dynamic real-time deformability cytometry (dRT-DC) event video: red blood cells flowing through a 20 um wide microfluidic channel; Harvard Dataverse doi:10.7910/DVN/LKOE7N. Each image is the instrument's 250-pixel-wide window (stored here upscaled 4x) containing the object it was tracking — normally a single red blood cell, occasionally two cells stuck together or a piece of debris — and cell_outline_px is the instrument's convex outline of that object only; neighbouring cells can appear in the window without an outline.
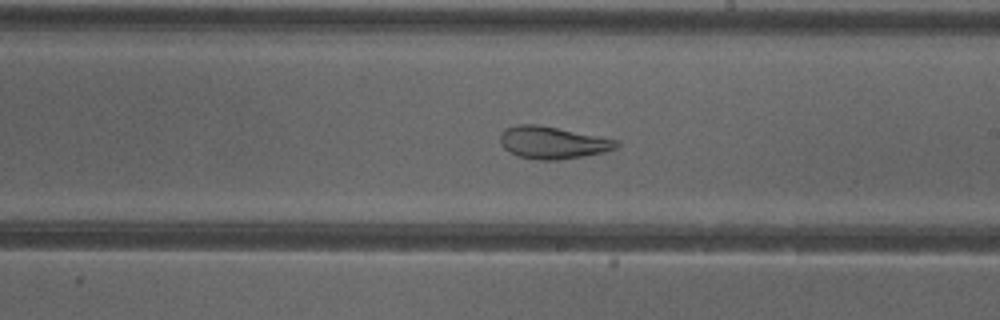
{"species": "common noctule bat (a hibernating species)", "species_latin": "Nyctalus noctula", "temperature_condition": "cold", "stored_images_in_passage": 51, "camera_frame_rate_fps": 3000, "um_per_image_px": 0.085, "animal": {"sex": "female"}, "frame": {"image": 1, "passage_image": 29, "time_ms": 9.333, "image_size_px": [1000, 320], "cell_outline_px": [[620, 144], [616, 148], [604, 152], [584, 156], [556, 160], [540, 160], [516, 156], [504, 148], [500, 144], [500, 136], [504, 128], [520, 124], [540, 124], [620, 140]], "centroid_in_image_um": [46.98, 12.11], "position_along_channel_um": 242.0, "area_um2": 22.14}, "authors_computed_cell_mechanics": {"area_um2": 22.7732, "velocity_mm_per_s": 3.9482, "shape_relaxation_time_tau1_ms": null, "shape_relaxation_time_tau2_ms": 1.3847, "deformation_change_tau1": null, "deformation_change_tau2": 0.0904}}